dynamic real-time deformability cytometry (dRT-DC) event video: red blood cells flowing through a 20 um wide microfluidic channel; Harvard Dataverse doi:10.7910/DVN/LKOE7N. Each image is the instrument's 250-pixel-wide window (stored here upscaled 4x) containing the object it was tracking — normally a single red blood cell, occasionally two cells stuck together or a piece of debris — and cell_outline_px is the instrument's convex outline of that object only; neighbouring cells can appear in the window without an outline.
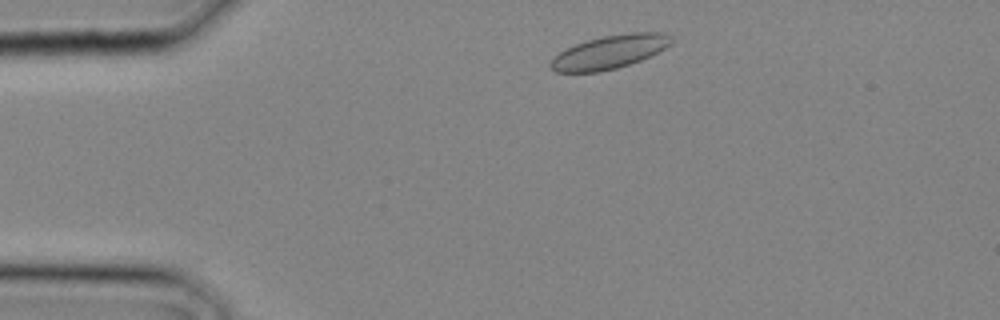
{"species": "common noctule bat (a hibernating species)", "species_latin": "Nyctalus noctula", "temperature_condition": "cold", "stored_images_in_passage": 16, "camera_frame_rate_fps": 3000, "um_per_image_px": 0.085, "animal": {"sex": "male", "body_mass_g": 20.4}, "frame": {"image": 1, "passage_image": 2, "time_ms": 0.333, "image_size_px": [1000, 320], "cell_outline_px": [[676, 40], [672, 44], [640, 60], [616, 68], [600, 72], [556, 72], [548, 68], [548, 64], [560, 52], [576, 44], [588, 40], [604, 36], [628, 32], [668, 32]], "centroid_in_image_um": [51.85, 4.41], "position_along_channel_um": 33.1, "area_um2": 23.52}}
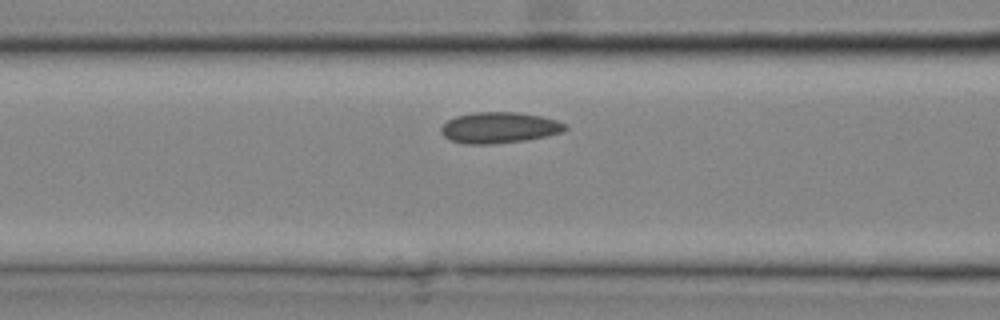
{"frame": {"image": 2, "passage_image": 8, "time_ms": 2.333, "image_size_px": [1000, 320], "cell_outline_px": [[568, 128], [560, 132], [544, 136], [524, 140], [492, 144], [468, 144], [448, 140], [440, 132], [440, 128], [448, 120], [456, 116], [472, 112], [516, 112], [540, 116], [556, 120], [564, 124]], "centroid_in_image_um": [42.37, 10.85], "position_along_channel_um": 124.2, "area_um2": 22.25}}
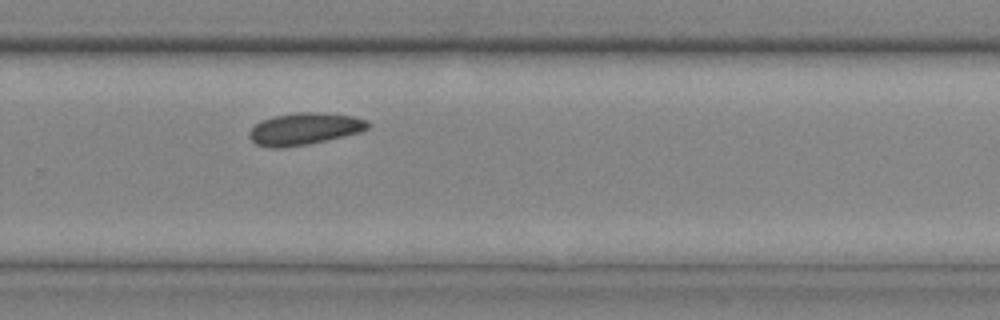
{"frame": {"image": 3, "passage_image": 16, "time_ms": 5.0, "image_size_px": [1000, 320], "cell_outline_px": [[368, 128], [356, 132], [308, 144], [284, 148], [268, 148], [256, 144], [248, 136], [248, 132], [260, 120], [272, 116], [296, 112], [324, 112], [352, 116], [368, 120]], "centroid_in_image_um": [25.8, 10.94], "position_along_channel_um": 304.0, "area_um2": 22.02}}